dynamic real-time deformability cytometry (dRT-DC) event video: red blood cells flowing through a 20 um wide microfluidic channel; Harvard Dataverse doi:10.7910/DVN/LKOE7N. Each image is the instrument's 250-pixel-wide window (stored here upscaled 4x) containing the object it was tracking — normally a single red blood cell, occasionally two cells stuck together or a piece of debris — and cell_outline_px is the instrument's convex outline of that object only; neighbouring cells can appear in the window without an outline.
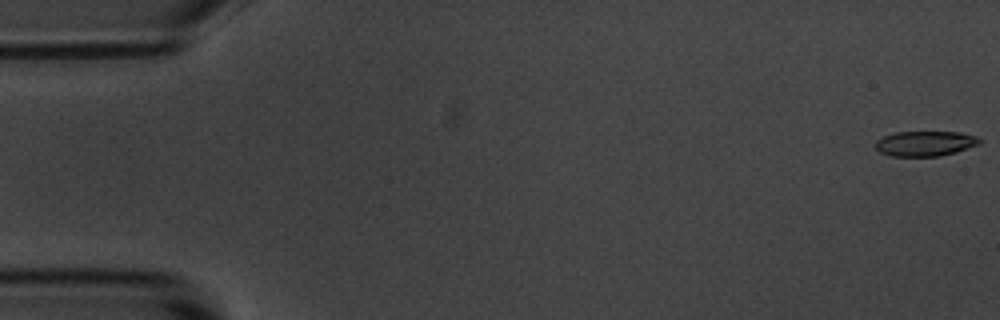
{"species": "common noctule bat (a hibernating species)", "species_latin": "Nyctalus noctula", "temperature_condition": "room temperature", "stored_images_in_passage": 55, "camera_frame_rate_fps": 3000, "um_per_image_px": 0.085, "animal": {"sex": "male", "body_mass_g": 20.1, "forearm_length_mm": 53.5}, "frame": {"image": 1, "passage_image": 1, "time_ms": 0.0, "image_size_px": [1000, 320], "cell_outline_px": [[980, 144], [956, 152], [940, 156], [892, 156], [880, 152], [876, 148], [876, 140], [884, 136], [896, 132], [960, 132], [976, 136], [980, 140]], "centroid_in_image_um": [78.64, 12.2], "position_along_channel_um": 6.4, "area_um2": 15.14}}
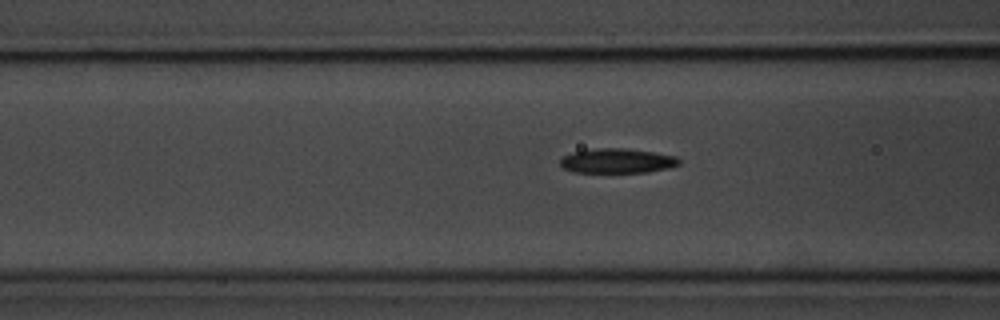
{"frame": {"image": 2, "passage_image": 21, "time_ms": 6.667, "image_size_px": [1000, 320], "cell_outline_px": [[680, 164], [668, 168], [648, 172], [572, 172], [564, 168], [560, 164], [560, 160], [564, 156], [576, 152], [596, 148], [628, 148], [676, 156], [680, 160]], "centroid_in_image_um": [52.49, 13.67], "position_along_channel_um": 114.1, "area_um2": 16.94}}
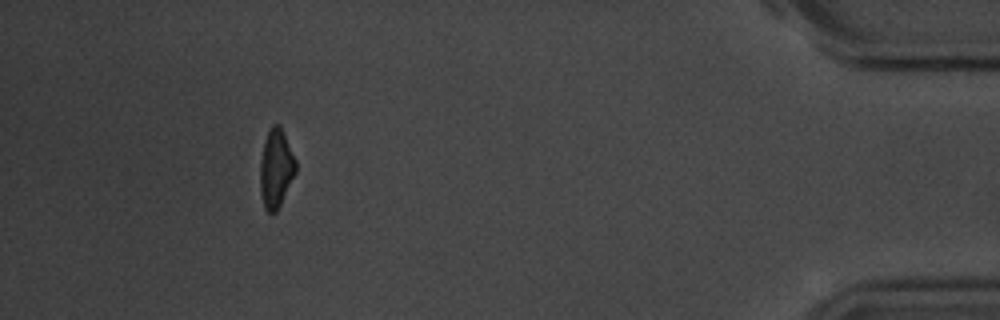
{"frame": {"image": 3, "passage_image": 50, "time_ms": 16.333, "image_size_px": [1000, 320], "cell_outline_px": [[296, 172], [276, 212], [268, 212], [264, 208], [260, 192], [260, 160], [264, 140], [272, 124], [280, 124], [296, 160]], "centroid_in_image_um": [23.45, 14.3], "position_along_channel_um": 411.8, "area_um2": 16.3}, "authors_computed_cell_mechanics": {"area_um2": 16.9932, "velocity_mm_per_s": 3.7084, "shape_relaxation_time_tau1_ms": 2.8659, "shape_relaxation_time_tau2_ms": 5.8094, "deformation_change_tau1": 0.1174, "deformation_change_tau2": 0.1387}}